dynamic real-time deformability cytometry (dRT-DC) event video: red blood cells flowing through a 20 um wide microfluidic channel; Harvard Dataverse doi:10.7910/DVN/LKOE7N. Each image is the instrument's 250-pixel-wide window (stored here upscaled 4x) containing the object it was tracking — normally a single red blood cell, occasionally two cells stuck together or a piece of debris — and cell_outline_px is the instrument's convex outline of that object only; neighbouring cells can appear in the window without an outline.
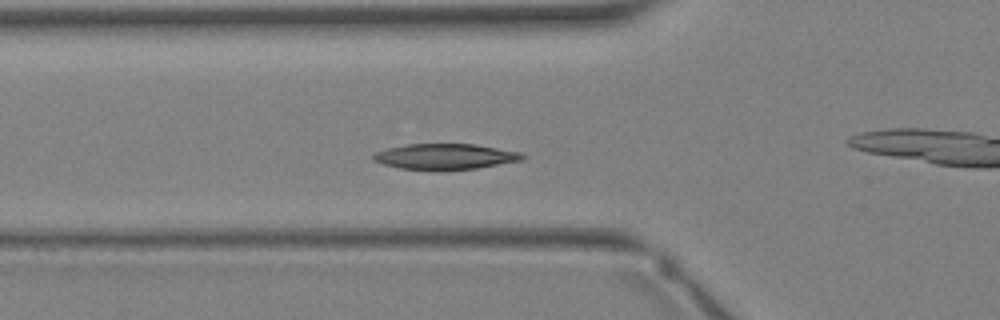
{"species": "Egyptian fruit bat (a non-hibernating species)", "species_latin": "Rousettus aegyptiacus", "temperature_condition": "warm", "stored_images_in_passage": 34, "camera_frame_rate_fps": 3000, "um_per_image_px": 0.085, "animal": {"sex": "female"}, "frame": {"image": 1, "passage_image": 11, "time_ms": 3.333, "image_size_px": [1000, 320], "cell_outline_px": [[528, 156], [524, 160], [476, 168], [400, 168], [384, 164], [372, 160], [372, 156], [376, 152], [388, 148], [408, 144], [476, 144], [520, 152]], "centroid_in_image_um": [37.9, 13.27], "position_along_channel_um": 87.9, "area_um2": 21.68}}
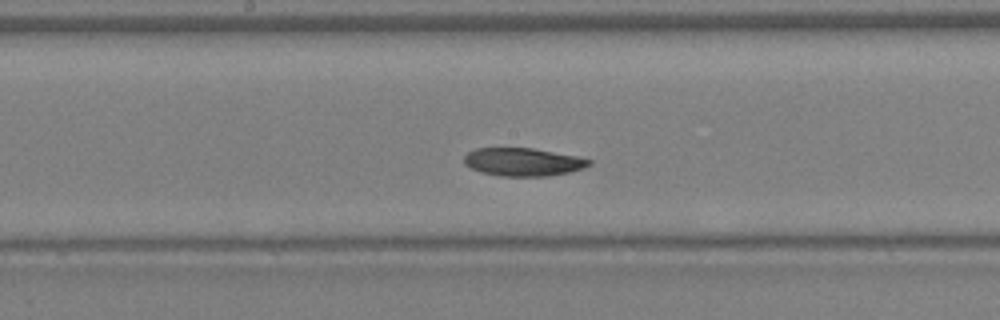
{"frame": {"image": 2, "passage_image": 17, "time_ms": 5.333, "image_size_px": [1000, 320], "cell_outline_px": [[592, 164], [584, 168], [568, 172], [548, 176], [500, 176], [480, 172], [464, 164], [464, 156], [468, 152], [476, 148], [532, 148], [576, 156], [592, 160]], "centroid_in_image_um": [44.45, 13.77], "position_along_channel_um": 203.8, "area_um2": 20.4}}
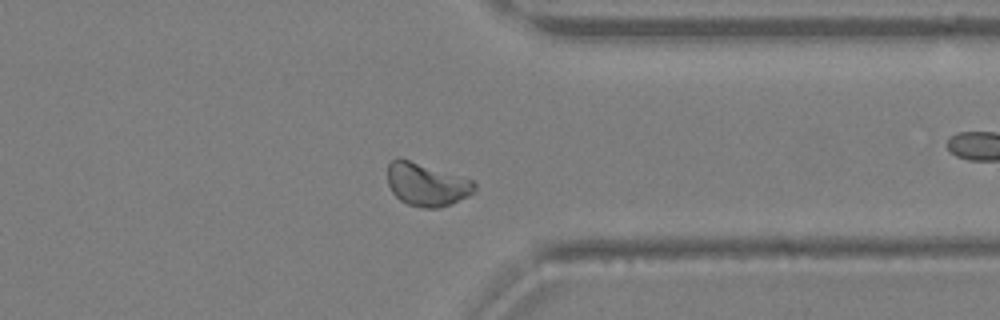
{"frame": {"image": 3, "passage_image": 26, "time_ms": 8.333, "image_size_px": [1000, 320], "cell_outline_px": [[476, 192], [452, 204], [440, 208], [420, 208], [408, 204], [400, 200], [392, 192], [388, 184], [388, 164], [396, 156], [400, 156], [472, 180], [476, 184]], "centroid_in_image_um": [36.25, 15.67], "position_along_channel_um": 375.1, "area_um2": 22.14}}